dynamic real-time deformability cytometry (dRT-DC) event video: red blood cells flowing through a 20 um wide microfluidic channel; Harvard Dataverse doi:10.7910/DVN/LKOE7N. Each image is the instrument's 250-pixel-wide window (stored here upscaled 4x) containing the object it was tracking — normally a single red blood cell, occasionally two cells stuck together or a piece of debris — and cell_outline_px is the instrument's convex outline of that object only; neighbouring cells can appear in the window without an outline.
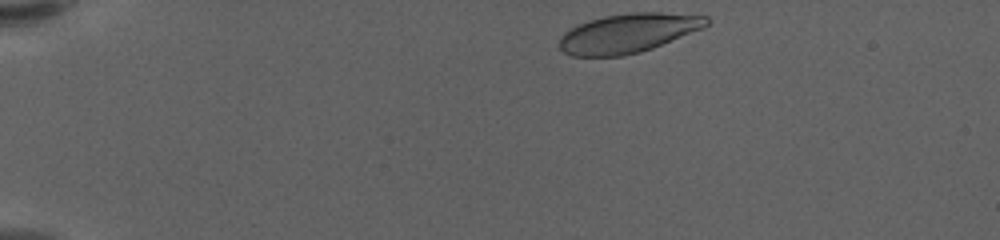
{"species": "human", "species_latin": "Homo sapiens", "temperature_condition": "warm", "stored_images_in_passage": 41, "camera_frame_rate_fps": 3000, "um_per_image_px": 0.085, "donor": {"sex": "female"}, "frame": {"image": 1, "passage_image": 1, "time_ms": 0.0, "image_size_px": [1000, 240], "cell_outline_px": [[708, 24], [704, 28], [652, 48], [640, 52], [624, 56], [572, 56], [564, 52], [560, 48], [560, 36], [564, 32], [576, 24], [588, 20], [604, 16], [632, 12], [660, 12], [708, 16]], "centroid_in_image_um": [53.38, 2.81], "position_along_channel_um": 31.6, "area_um2": 33.7}}
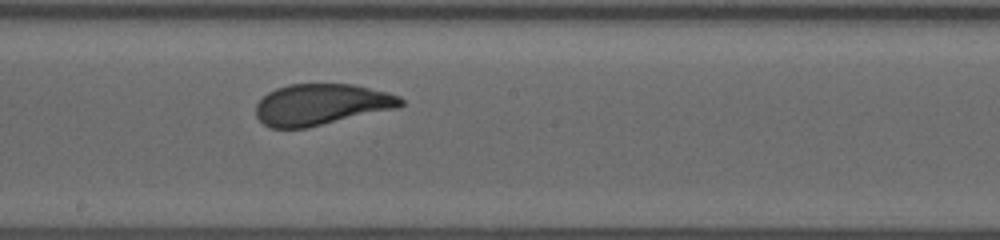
{"frame": {"image": 2, "passage_image": 24, "time_ms": 7.667, "image_size_px": [1000, 240], "cell_outline_px": [[404, 104], [400, 108], [308, 128], [268, 128], [256, 116], [256, 104], [268, 92], [276, 88], [288, 84], [352, 84], [388, 92], [400, 96], [404, 100]], "centroid_in_image_um": [27.35, 8.89], "position_along_channel_um": 220.9, "area_um2": 35.2}}
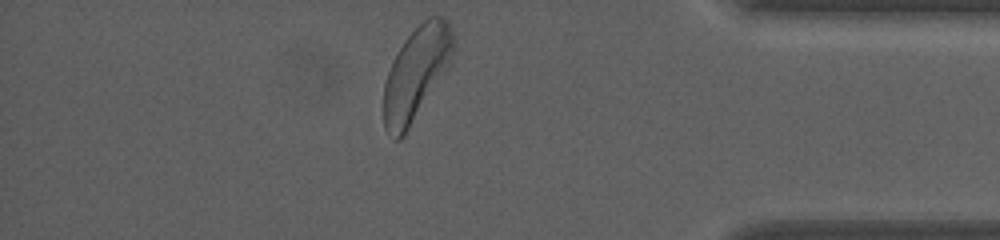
{"frame": {"image": 3, "passage_image": 41, "time_ms": 13.333, "image_size_px": [1000, 240], "cell_outline_px": [[456, 44], [452, 52], [404, 136], [400, 140], [396, 140], [384, 128], [384, 84], [388, 72], [404, 40], [428, 16], [440, 16], [452, 28], [456, 40]], "centroid_in_image_um": [35.33, 6.2], "position_along_channel_um": 399.9, "area_um2": 35.78}, "authors_computed_cell_mechanics": {"area_um2": 35.258, "velocity_mm_per_s": 3.5822, "shape_relaxation_time_tau1_ms": 3.2122, "shape_relaxation_time_tau2_ms": null, "deformation_change_tau1": 0.1502, "deformation_change_tau2": null}}